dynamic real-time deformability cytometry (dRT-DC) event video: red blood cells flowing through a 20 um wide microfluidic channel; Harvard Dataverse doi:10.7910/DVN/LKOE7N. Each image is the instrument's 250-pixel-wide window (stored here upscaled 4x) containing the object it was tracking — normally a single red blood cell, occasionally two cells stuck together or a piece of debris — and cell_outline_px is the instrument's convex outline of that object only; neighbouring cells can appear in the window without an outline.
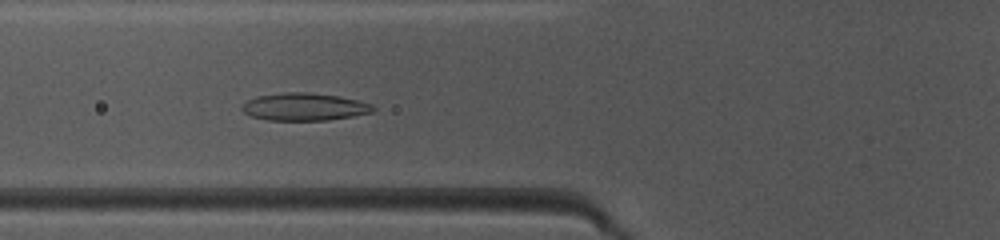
{"species": "common noctule bat (a hibernating species)", "species_latin": "Nyctalus noctula", "temperature_condition": "warm", "stored_images_in_passage": 37, "camera_frame_rate_fps": 3000, "um_per_image_px": 0.085, "animal": {"sex": "female", "body_mass_g": 10.0, "forearm_length_mm": 53.1}, "frame": {"image": 1, "passage_image": 7, "time_ms": 2.0, "image_size_px": [1000, 240], "cell_outline_px": [[376, 108], [372, 112], [352, 116], [328, 120], [268, 120], [252, 116], [244, 112], [240, 108], [248, 100], [256, 96], [284, 92], [308, 92], [340, 96], [372, 104]], "centroid_in_image_um": [25.87, 9.07], "position_along_channel_um": 99.9, "area_um2": 20.98}}
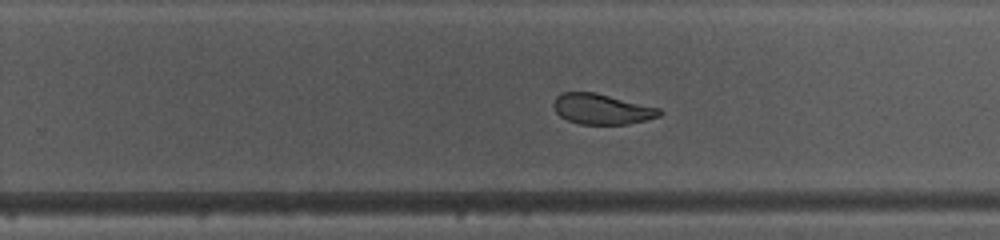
{"frame": {"image": 2, "passage_image": 20, "time_ms": 6.333, "image_size_px": [1000, 240], "cell_outline_px": [[664, 112], [660, 116], [628, 124], [580, 124], [568, 120], [560, 116], [556, 112], [552, 104], [556, 96], [560, 92], [596, 92], [660, 108]], "centroid_in_image_um": [51.15, 9.26], "position_along_channel_um": 278.7, "area_um2": 18.9}}
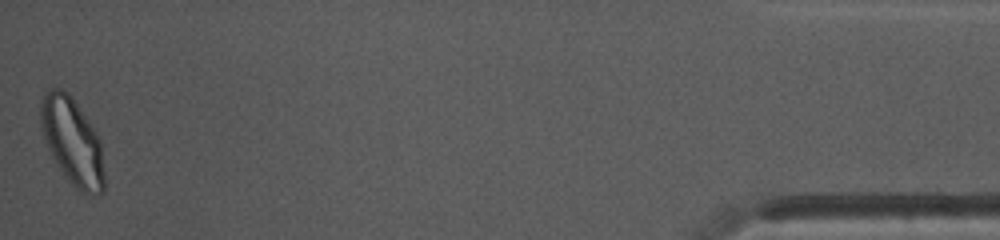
{"frame": {"image": 3, "passage_image": 37, "time_ms": 12.0, "image_size_px": [1000, 240], "cell_outline_px": [[104, 192], [100, 196], [80, 192], [64, 176], [52, 156], [48, 148], [40, 124], [40, 100], [44, 92], [48, 88], [60, 88], [68, 92], [72, 96], [96, 132], [100, 140], [104, 172]], "centroid_in_image_um": [6.14, 12.01], "position_along_channel_um": 429.1, "area_um2": 32.43}, "authors_computed_cell_mechanics": {"area_um2": 20.9814, "velocity_mm_per_s": 4.1204, "shape_relaxation_time_tau1_ms": 2.7512, "shape_relaxation_time_tau2_ms": 1.0474, "deformation_change_tau1": 0.1416, "deformation_change_tau2": 0.0714}}